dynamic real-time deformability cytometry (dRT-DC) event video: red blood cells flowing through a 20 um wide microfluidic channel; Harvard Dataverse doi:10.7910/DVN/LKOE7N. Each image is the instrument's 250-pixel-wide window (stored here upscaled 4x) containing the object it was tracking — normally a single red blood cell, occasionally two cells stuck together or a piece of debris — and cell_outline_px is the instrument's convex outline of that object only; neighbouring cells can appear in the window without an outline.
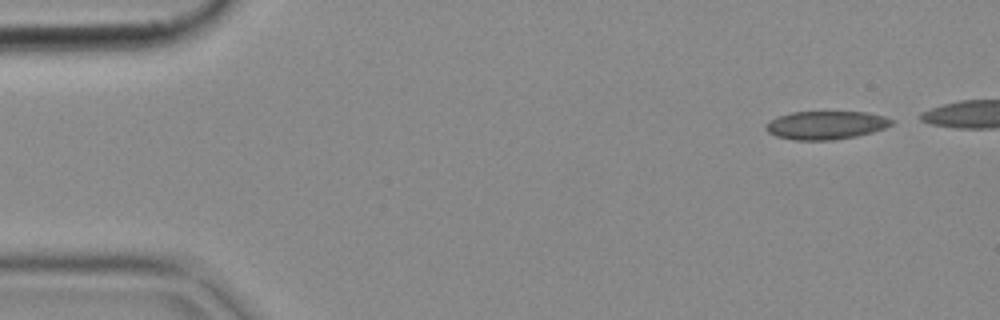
{"species": "common noctule bat (a hibernating species)", "species_latin": "Nyctalus noctula", "temperature_condition": "cold", "stored_images_in_passage": 5, "camera_frame_rate_fps": 3000, "um_per_image_px": 0.085, "animal": {"sex": "female", "body_mass_g": 18.4}, "frame": {"image": 1, "passage_image": 1, "time_ms": 0.0, "image_size_px": [1000, 320], "cell_outline_px": [[896, 120], [892, 124], [884, 128], [872, 132], [856, 136], [832, 140], [796, 140], [776, 136], [768, 132], [764, 128], [764, 124], [780, 116], [792, 112], [868, 112], [884, 116]], "centroid_in_image_um": [70.22, 10.64], "position_along_channel_um": 14.8, "area_um2": 20.69}}